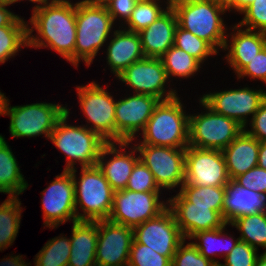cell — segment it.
I'll use <instances>...</instances> for the list:
<instances>
[{
	"label": "cell",
	"mask_w": 266,
	"mask_h": 266,
	"mask_svg": "<svg viewBox=\"0 0 266 266\" xmlns=\"http://www.w3.org/2000/svg\"><path fill=\"white\" fill-rule=\"evenodd\" d=\"M253 0H231V11L234 9L236 12H241L246 6H248Z\"/></svg>",
	"instance_id": "cell-48"
},
{
	"label": "cell",
	"mask_w": 266,
	"mask_h": 266,
	"mask_svg": "<svg viewBox=\"0 0 266 266\" xmlns=\"http://www.w3.org/2000/svg\"><path fill=\"white\" fill-rule=\"evenodd\" d=\"M206 112L189 114V146L201 149H225L244 129L235 120L215 113L201 99Z\"/></svg>",
	"instance_id": "cell-7"
},
{
	"label": "cell",
	"mask_w": 266,
	"mask_h": 266,
	"mask_svg": "<svg viewBox=\"0 0 266 266\" xmlns=\"http://www.w3.org/2000/svg\"><path fill=\"white\" fill-rule=\"evenodd\" d=\"M19 197H8L0 205V251L7 249L15 241L18 234L21 213Z\"/></svg>",
	"instance_id": "cell-31"
},
{
	"label": "cell",
	"mask_w": 266,
	"mask_h": 266,
	"mask_svg": "<svg viewBox=\"0 0 266 266\" xmlns=\"http://www.w3.org/2000/svg\"><path fill=\"white\" fill-rule=\"evenodd\" d=\"M178 96L159 101L136 145L187 148L189 146V115Z\"/></svg>",
	"instance_id": "cell-3"
},
{
	"label": "cell",
	"mask_w": 266,
	"mask_h": 266,
	"mask_svg": "<svg viewBox=\"0 0 266 266\" xmlns=\"http://www.w3.org/2000/svg\"><path fill=\"white\" fill-rule=\"evenodd\" d=\"M13 4V0H0V5L9 6Z\"/></svg>",
	"instance_id": "cell-55"
},
{
	"label": "cell",
	"mask_w": 266,
	"mask_h": 266,
	"mask_svg": "<svg viewBox=\"0 0 266 266\" xmlns=\"http://www.w3.org/2000/svg\"><path fill=\"white\" fill-rule=\"evenodd\" d=\"M0 266H26V265L22 262V263H4Z\"/></svg>",
	"instance_id": "cell-54"
},
{
	"label": "cell",
	"mask_w": 266,
	"mask_h": 266,
	"mask_svg": "<svg viewBox=\"0 0 266 266\" xmlns=\"http://www.w3.org/2000/svg\"><path fill=\"white\" fill-rule=\"evenodd\" d=\"M80 108L87 119L92 123L89 130L97 133L107 143L117 142L115 131L116 100L102 86L92 81L86 86H76Z\"/></svg>",
	"instance_id": "cell-9"
},
{
	"label": "cell",
	"mask_w": 266,
	"mask_h": 266,
	"mask_svg": "<svg viewBox=\"0 0 266 266\" xmlns=\"http://www.w3.org/2000/svg\"><path fill=\"white\" fill-rule=\"evenodd\" d=\"M167 201L185 240L197 232L221 228L226 224L217 211L210 207L193 206L180 193Z\"/></svg>",
	"instance_id": "cell-19"
},
{
	"label": "cell",
	"mask_w": 266,
	"mask_h": 266,
	"mask_svg": "<svg viewBox=\"0 0 266 266\" xmlns=\"http://www.w3.org/2000/svg\"><path fill=\"white\" fill-rule=\"evenodd\" d=\"M227 225L230 224H225L223 227L213 230L197 232L189 238L190 240H198V243L192 241L193 245L197 248L201 255L210 259L216 265H219L221 262H219V260H215L216 258H214V256L218 255L220 257H226L240 240L239 238L235 239L234 236H229L228 233H224ZM227 239H229L230 242ZM218 247L219 249H217Z\"/></svg>",
	"instance_id": "cell-29"
},
{
	"label": "cell",
	"mask_w": 266,
	"mask_h": 266,
	"mask_svg": "<svg viewBox=\"0 0 266 266\" xmlns=\"http://www.w3.org/2000/svg\"><path fill=\"white\" fill-rule=\"evenodd\" d=\"M49 183L42 195V210L45 227L57 228L67 221L76 222L75 190L70 171L63 170Z\"/></svg>",
	"instance_id": "cell-14"
},
{
	"label": "cell",
	"mask_w": 266,
	"mask_h": 266,
	"mask_svg": "<svg viewBox=\"0 0 266 266\" xmlns=\"http://www.w3.org/2000/svg\"><path fill=\"white\" fill-rule=\"evenodd\" d=\"M28 24V46L50 48L74 66L76 42V3L52 0L32 11ZM36 30L37 35H32Z\"/></svg>",
	"instance_id": "cell-1"
},
{
	"label": "cell",
	"mask_w": 266,
	"mask_h": 266,
	"mask_svg": "<svg viewBox=\"0 0 266 266\" xmlns=\"http://www.w3.org/2000/svg\"><path fill=\"white\" fill-rule=\"evenodd\" d=\"M9 103L8 101L5 116H10L9 132L13 138L44 135L49 139L67 108V105L46 102L21 106H11Z\"/></svg>",
	"instance_id": "cell-8"
},
{
	"label": "cell",
	"mask_w": 266,
	"mask_h": 266,
	"mask_svg": "<svg viewBox=\"0 0 266 266\" xmlns=\"http://www.w3.org/2000/svg\"><path fill=\"white\" fill-rule=\"evenodd\" d=\"M179 193L193 206L210 207L221 216L223 212V202L225 197V186H194L183 184Z\"/></svg>",
	"instance_id": "cell-33"
},
{
	"label": "cell",
	"mask_w": 266,
	"mask_h": 266,
	"mask_svg": "<svg viewBox=\"0 0 266 266\" xmlns=\"http://www.w3.org/2000/svg\"><path fill=\"white\" fill-rule=\"evenodd\" d=\"M160 2L162 3V1L158 2L157 0H139L130 18L125 23L126 25H123L125 27H121L137 33L147 28L169 8V6L163 8V6L159 4Z\"/></svg>",
	"instance_id": "cell-35"
},
{
	"label": "cell",
	"mask_w": 266,
	"mask_h": 266,
	"mask_svg": "<svg viewBox=\"0 0 266 266\" xmlns=\"http://www.w3.org/2000/svg\"><path fill=\"white\" fill-rule=\"evenodd\" d=\"M255 266H266V252L258 256Z\"/></svg>",
	"instance_id": "cell-51"
},
{
	"label": "cell",
	"mask_w": 266,
	"mask_h": 266,
	"mask_svg": "<svg viewBox=\"0 0 266 266\" xmlns=\"http://www.w3.org/2000/svg\"><path fill=\"white\" fill-rule=\"evenodd\" d=\"M92 2L99 4V5H106L108 2H110L111 0H91Z\"/></svg>",
	"instance_id": "cell-53"
},
{
	"label": "cell",
	"mask_w": 266,
	"mask_h": 266,
	"mask_svg": "<svg viewBox=\"0 0 266 266\" xmlns=\"http://www.w3.org/2000/svg\"><path fill=\"white\" fill-rule=\"evenodd\" d=\"M174 46L193 56L202 64L209 56L218 53L208 42L179 26L175 30Z\"/></svg>",
	"instance_id": "cell-36"
},
{
	"label": "cell",
	"mask_w": 266,
	"mask_h": 266,
	"mask_svg": "<svg viewBox=\"0 0 266 266\" xmlns=\"http://www.w3.org/2000/svg\"><path fill=\"white\" fill-rule=\"evenodd\" d=\"M28 21L17 16L8 26L0 27V63L17 55L22 47L28 46Z\"/></svg>",
	"instance_id": "cell-30"
},
{
	"label": "cell",
	"mask_w": 266,
	"mask_h": 266,
	"mask_svg": "<svg viewBox=\"0 0 266 266\" xmlns=\"http://www.w3.org/2000/svg\"><path fill=\"white\" fill-rule=\"evenodd\" d=\"M18 1H23V0H13V4L14 3H18ZM52 0H29V2H33L34 4H36L37 3V5H35L34 7H33V10L32 11H34V10H36V9H38V8H41L42 6H44L45 4H48L49 2H51Z\"/></svg>",
	"instance_id": "cell-50"
},
{
	"label": "cell",
	"mask_w": 266,
	"mask_h": 266,
	"mask_svg": "<svg viewBox=\"0 0 266 266\" xmlns=\"http://www.w3.org/2000/svg\"><path fill=\"white\" fill-rule=\"evenodd\" d=\"M8 101L9 100L4 95V93L0 91V115L6 114V108H7Z\"/></svg>",
	"instance_id": "cell-49"
},
{
	"label": "cell",
	"mask_w": 266,
	"mask_h": 266,
	"mask_svg": "<svg viewBox=\"0 0 266 266\" xmlns=\"http://www.w3.org/2000/svg\"><path fill=\"white\" fill-rule=\"evenodd\" d=\"M240 14H244L241 27L266 33V0H253Z\"/></svg>",
	"instance_id": "cell-39"
},
{
	"label": "cell",
	"mask_w": 266,
	"mask_h": 266,
	"mask_svg": "<svg viewBox=\"0 0 266 266\" xmlns=\"http://www.w3.org/2000/svg\"><path fill=\"white\" fill-rule=\"evenodd\" d=\"M237 79L250 77L266 83V46L237 74Z\"/></svg>",
	"instance_id": "cell-43"
},
{
	"label": "cell",
	"mask_w": 266,
	"mask_h": 266,
	"mask_svg": "<svg viewBox=\"0 0 266 266\" xmlns=\"http://www.w3.org/2000/svg\"><path fill=\"white\" fill-rule=\"evenodd\" d=\"M125 189L134 192H160L161 190L153 174L141 160L135 164Z\"/></svg>",
	"instance_id": "cell-38"
},
{
	"label": "cell",
	"mask_w": 266,
	"mask_h": 266,
	"mask_svg": "<svg viewBox=\"0 0 266 266\" xmlns=\"http://www.w3.org/2000/svg\"><path fill=\"white\" fill-rule=\"evenodd\" d=\"M229 180L221 150L186 148L184 184L219 187L226 186Z\"/></svg>",
	"instance_id": "cell-15"
},
{
	"label": "cell",
	"mask_w": 266,
	"mask_h": 266,
	"mask_svg": "<svg viewBox=\"0 0 266 266\" xmlns=\"http://www.w3.org/2000/svg\"><path fill=\"white\" fill-rule=\"evenodd\" d=\"M171 7L179 27L205 40L217 52L224 48L228 31L221 17L228 11L224 5L213 0H175Z\"/></svg>",
	"instance_id": "cell-2"
},
{
	"label": "cell",
	"mask_w": 266,
	"mask_h": 266,
	"mask_svg": "<svg viewBox=\"0 0 266 266\" xmlns=\"http://www.w3.org/2000/svg\"><path fill=\"white\" fill-rule=\"evenodd\" d=\"M139 159L149 168L160 189L173 190L185 181L186 148L135 145Z\"/></svg>",
	"instance_id": "cell-11"
},
{
	"label": "cell",
	"mask_w": 266,
	"mask_h": 266,
	"mask_svg": "<svg viewBox=\"0 0 266 266\" xmlns=\"http://www.w3.org/2000/svg\"><path fill=\"white\" fill-rule=\"evenodd\" d=\"M6 7L7 6L0 5V27L8 26L18 16Z\"/></svg>",
	"instance_id": "cell-46"
},
{
	"label": "cell",
	"mask_w": 266,
	"mask_h": 266,
	"mask_svg": "<svg viewBox=\"0 0 266 266\" xmlns=\"http://www.w3.org/2000/svg\"><path fill=\"white\" fill-rule=\"evenodd\" d=\"M177 17L169 7L155 22L138 32L145 57L160 58L174 45Z\"/></svg>",
	"instance_id": "cell-23"
},
{
	"label": "cell",
	"mask_w": 266,
	"mask_h": 266,
	"mask_svg": "<svg viewBox=\"0 0 266 266\" xmlns=\"http://www.w3.org/2000/svg\"><path fill=\"white\" fill-rule=\"evenodd\" d=\"M171 262L168 257L133 240L127 266H171Z\"/></svg>",
	"instance_id": "cell-37"
},
{
	"label": "cell",
	"mask_w": 266,
	"mask_h": 266,
	"mask_svg": "<svg viewBox=\"0 0 266 266\" xmlns=\"http://www.w3.org/2000/svg\"><path fill=\"white\" fill-rule=\"evenodd\" d=\"M160 194V192H134L127 189L114 191L108 220L134 229L168 208V201H161Z\"/></svg>",
	"instance_id": "cell-10"
},
{
	"label": "cell",
	"mask_w": 266,
	"mask_h": 266,
	"mask_svg": "<svg viewBox=\"0 0 266 266\" xmlns=\"http://www.w3.org/2000/svg\"><path fill=\"white\" fill-rule=\"evenodd\" d=\"M133 240V228L99 220L96 265L127 266Z\"/></svg>",
	"instance_id": "cell-18"
},
{
	"label": "cell",
	"mask_w": 266,
	"mask_h": 266,
	"mask_svg": "<svg viewBox=\"0 0 266 266\" xmlns=\"http://www.w3.org/2000/svg\"><path fill=\"white\" fill-rule=\"evenodd\" d=\"M159 99L146 94H136L116 101L115 131L118 142H132L136 133L144 130Z\"/></svg>",
	"instance_id": "cell-17"
},
{
	"label": "cell",
	"mask_w": 266,
	"mask_h": 266,
	"mask_svg": "<svg viewBox=\"0 0 266 266\" xmlns=\"http://www.w3.org/2000/svg\"><path fill=\"white\" fill-rule=\"evenodd\" d=\"M243 187L266 195V170L258 165L235 178Z\"/></svg>",
	"instance_id": "cell-42"
},
{
	"label": "cell",
	"mask_w": 266,
	"mask_h": 266,
	"mask_svg": "<svg viewBox=\"0 0 266 266\" xmlns=\"http://www.w3.org/2000/svg\"><path fill=\"white\" fill-rule=\"evenodd\" d=\"M77 180V169L69 170L73 177L77 221H99L109 218L113 205L114 190L109 185L100 168L81 167ZM83 213H80L78 208Z\"/></svg>",
	"instance_id": "cell-6"
},
{
	"label": "cell",
	"mask_w": 266,
	"mask_h": 266,
	"mask_svg": "<svg viewBox=\"0 0 266 266\" xmlns=\"http://www.w3.org/2000/svg\"><path fill=\"white\" fill-rule=\"evenodd\" d=\"M250 122L251 130H245L259 142H266V99L261 103Z\"/></svg>",
	"instance_id": "cell-45"
},
{
	"label": "cell",
	"mask_w": 266,
	"mask_h": 266,
	"mask_svg": "<svg viewBox=\"0 0 266 266\" xmlns=\"http://www.w3.org/2000/svg\"><path fill=\"white\" fill-rule=\"evenodd\" d=\"M168 78H189L201 68V62L182 49L172 46L160 57Z\"/></svg>",
	"instance_id": "cell-34"
},
{
	"label": "cell",
	"mask_w": 266,
	"mask_h": 266,
	"mask_svg": "<svg viewBox=\"0 0 266 266\" xmlns=\"http://www.w3.org/2000/svg\"><path fill=\"white\" fill-rule=\"evenodd\" d=\"M117 78L134 89L133 93L151 95L160 101L172 99L178 95L176 90L171 88L166 90L167 81H171L160 58L145 57L136 61Z\"/></svg>",
	"instance_id": "cell-13"
},
{
	"label": "cell",
	"mask_w": 266,
	"mask_h": 266,
	"mask_svg": "<svg viewBox=\"0 0 266 266\" xmlns=\"http://www.w3.org/2000/svg\"><path fill=\"white\" fill-rule=\"evenodd\" d=\"M242 29L239 24L233 25L231 34L227 33V37L231 36V41L227 38L223 48L225 51L228 50L225 58L235 74L266 46L265 32Z\"/></svg>",
	"instance_id": "cell-21"
},
{
	"label": "cell",
	"mask_w": 266,
	"mask_h": 266,
	"mask_svg": "<svg viewBox=\"0 0 266 266\" xmlns=\"http://www.w3.org/2000/svg\"><path fill=\"white\" fill-rule=\"evenodd\" d=\"M70 258L67 266H95L98 221L73 222Z\"/></svg>",
	"instance_id": "cell-26"
},
{
	"label": "cell",
	"mask_w": 266,
	"mask_h": 266,
	"mask_svg": "<svg viewBox=\"0 0 266 266\" xmlns=\"http://www.w3.org/2000/svg\"><path fill=\"white\" fill-rule=\"evenodd\" d=\"M114 22L104 5L91 0L76 2V42L74 66L80 60L90 66L98 51L110 37Z\"/></svg>",
	"instance_id": "cell-4"
},
{
	"label": "cell",
	"mask_w": 266,
	"mask_h": 266,
	"mask_svg": "<svg viewBox=\"0 0 266 266\" xmlns=\"http://www.w3.org/2000/svg\"><path fill=\"white\" fill-rule=\"evenodd\" d=\"M157 1H160V0H157ZM163 1V0H162ZM175 0H166V5L167 6H169V7H171V5L173 4V2H174Z\"/></svg>",
	"instance_id": "cell-56"
},
{
	"label": "cell",
	"mask_w": 266,
	"mask_h": 266,
	"mask_svg": "<svg viewBox=\"0 0 266 266\" xmlns=\"http://www.w3.org/2000/svg\"><path fill=\"white\" fill-rule=\"evenodd\" d=\"M71 241L70 238L61 235L47 241L43 248L36 254L34 266H67L70 258ZM22 255L9 256L3 258L0 265L4 263H30L23 260Z\"/></svg>",
	"instance_id": "cell-28"
},
{
	"label": "cell",
	"mask_w": 266,
	"mask_h": 266,
	"mask_svg": "<svg viewBox=\"0 0 266 266\" xmlns=\"http://www.w3.org/2000/svg\"><path fill=\"white\" fill-rule=\"evenodd\" d=\"M266 212V195L243 187L235 179L225 186L222 217L226 224L237 218Z\"/></svg>",
	"instance_id": "cell-22"
},
{
	"label": "cell",
	"mask_w": 266,
	"mask_h": 266,
	"mask_svg": "<svg viewBox=\"0 0 266 266\" xmlns=\"http://www.w3.org/2000/svg\"><path fill=\"white\" fill-rule=\"evenodd\" d=\"M258 166L266 170V142H260Z\"/></svg>",
	"instance_id": "cell-47"
},
{
	"label": "cell",
	"mask_w": 266,
	"mask_h": 266,
	"mask_svg": "<svg viewBox=\"0 0 266 266\" xmlns=\"http://www.w3.org/2000/svg\"><path fill=\"white\" fill-rule=\"evenodd\" d=\"M213 1L224 5L228 11H231V0H213Z\"/></svg>",
	"instance_id": "cell-52"
},
{
	"label": "cell",
	"mask_w": 266,
	"mask_h": 266,
	"mask_svg": "<svg viewBox=\"0 0 266 266\" xmlns=\"http://www.w3.org/2000/svg\"><path fill=\"white\" fill-rule=\"evenodd\" d=\"M258 250L239 240L235 247L224 257V264L220 266H255L258 258Z\"/></svg>",
	"instance_id": "cell-41"
},
{
	"label": "cell",
	"mask_w": 266,
	"mask_h": 266,
	"mask_svg": "<svg viewBox=\"0 0 266 266\" xmlns=\"http://www.w3.org/2000/svg\"><path fill=\"white\" fill-rule=\"evenodd\" d=\"M200 99L215 113L235 120L246 129L249 122L247 117L251 115L249 120H252L266 99V91L244 87L204 94Z\"/></svg>",
	"instance_id": "cell-12"
},
{
	"label": "cell",
	"mask_w": 266,
	"mask_h": 266,
	"mask_svg": "<svg viewBox=\"0 0 266 266\" xmlns=\"http://www.w3.org/2000/svg\"><path fill=\"white\" fill-rule=\"evenodd\" d=\"M106 55L107 64L116 77L132 63L145 58L138 33L122 28L113 32Z\"/></svg>",
	"instance_id": "cell-24"
},
{
	"label": "cell",
	"mask_w": 266,
	"mask_h": 266,
	"mask_svg": "<svg viewBox=\"0 0 266 266\" xmlns=\"http://www.w3.org/2000/svg\"><path fill=\"white\" fill-rule=\"evenodd\" d=\"M69 113V108H66V113L58 120L49 138L67 157L64 170L75 169L76 162L81 167L97 165L100 152L107 142L85 125H69Z\"/></svg>",
	"instance_id": "cell-5"
},
{
	"label": "cell",
	"mask_w": 266,
	"mask_h": 266,
	"mask_svg": "<svg viewBox=\"0 0 266 266\" xmlns=\"http://www.w3.org/2000/svg\"><path fill=\"white\" fill-rule=\"evenodd\" d=\"M133 239L136 243L147 245L171 261L177 248L185 240L169 208L157 217L136 226L133 229Z\"/></svg>",
	"instance_id": "cell-16"
},
{
	"label": "cell",
	"mask_w": 266,
	"mask_h": 266,
	"mask_svg": "<svg viewBox=\"0 0 266 266\" xmlns=\"http://www.w3.org/2000/svg\"><path fill=\"white\" fill-rule=\"evenodd\" d=\"M241 234L238 237L256 250L262 247L266 252V212L245 215L230 223Z\"/></svg>",
	"instance_id": "cell-32"
},
{
	"label": "cell",
	"mask_w": 266,
	"mask_h": 266,
	"mask_svg": "<svg viewBox=\"0 0 266 266\" xmlns=\"http://www.w3.org/2000/svg\"><path fill=\"white\" fill-rule=\"evenodd\" d=\"M185 240L177 248L171 266H216L213 261L200 254L192 242Z\"/></svg>",
	"instance_id": "cell-40"
},
{
	"label": "cell",
	"mask_w": 266,
	"mask_h": 266,
	"mask_svg": "<svg viewBox=\"0 0 266 266\" xmlns=\"http://www.w3.org/2000/svg\"><path fill=\"white\" fill-rule=\"evenodd\" d=\"M260 142L245 129L222 150L230 179L258 165Z\"/></svg>",
	"instance_id": "cell-25"
},
{
	"label": "cell",
	"mask_w": 266,
	"mask_h": 266,
	"mask_svg": "<svg viewBox=\"0 0 266 266\" xmlns=\"http://www.w3.org/2000/svg\"><path fill=\"white\" fill-rule=\"evenodd\" d=\"M138 1L139 0H111L105 7L111 15L114 24L115 20H118V18L120 20L122 19V21L124 20L125 24L130 18Z\"/></svg>",
	"instance_id": "cell-44"
},
{
	"label": "cell",
	"mask_w": 266,
	"mask_h": 266,
	"mask_svg": "<svg viewBox=\"0 0 266 266\" xmlns=\"http://www.w3.org/2000/svg\"><path fill=\"white\" fill-rule=\"evenodd\" d=\"M131 143L132 142L126 141L106 143L100 152L97 166L100 168L104 177L114 191L126 188L133 168L140 160L139 154H136L138 150L135 147V144L133 148L130 146L131 151H126V148L129 147ZM110 154L112 155V158L107 156L109 155L111 157Z\"/></svg>",
	"instance_id": "cell-20"
},
{
	"label": "cell",
	"mask_w": 266,
	"mask_h": 266,
	"mask_svg": "<svg viewBox=\"0 0 266 266\" xmlns=\"http://www.w3.org/2000/svg\"><path fill=\"white\" fill-rule=\"evenodd\" d=\"M17 162L4 136L0 135V193L9 194L8 197H18L29 186Z\"/></svg>",
	"instance_id": "cell-27"
}]
</instances>
